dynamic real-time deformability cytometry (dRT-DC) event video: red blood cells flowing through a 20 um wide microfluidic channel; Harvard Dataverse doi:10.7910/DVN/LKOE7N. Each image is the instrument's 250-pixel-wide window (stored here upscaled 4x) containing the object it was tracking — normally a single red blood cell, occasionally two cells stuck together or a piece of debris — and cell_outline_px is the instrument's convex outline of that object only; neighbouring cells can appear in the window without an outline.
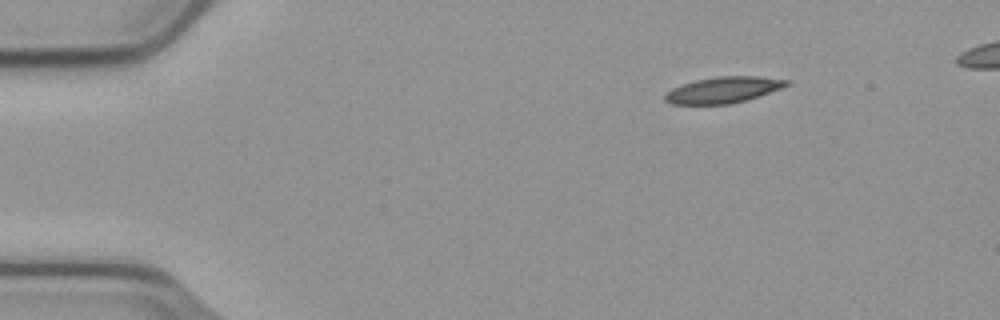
{"species": "common noctule bat (a hibernating species)", "species_latin": "Nyctalus noctula", "temperature_condition": "cold", "stored_images_in_passage": 47, "camera_frame_rate_fps": 3000, "um_per_image_px": 0.085, "animal": {"sex": "male", "body_mass_g": 23.1, "forearm_length_mm": 52.7}, "frame": {"image": 1, "passage_image": 1, "time_ms": 0.0, "image_size_px": [1000, 320], "cell_outline_px": [[792, 80], [788, 84], [780, 88], [744, 100], [728, 104], [672, 104], [664, 100], [664, 96], [672, 88], [696, 80], [716, 76], [756, 76]], "centroid_in_image_um": [61.45, 7.63], "position_along_channel_um": 23.5, "area_um2": 18.15}}
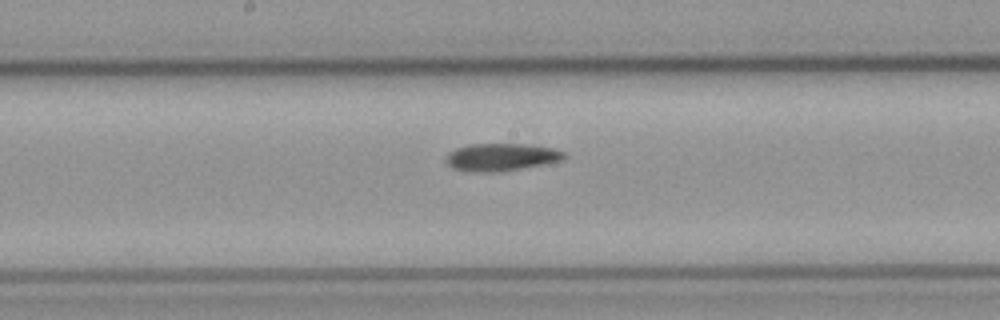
{"frame": {"image": 2, "passage_image": 22, "time_ms": 7.0, "image_size_px": [1000, 320], "cell_outline_px": [[568, 156], [564, 160], [504, 172], [472, 172], [452, 168], [444, 160], [448, 152], [456, 148], [468, 144], [520, 144], [552, 148], [564, 152]], "centroid_in_image_um": [42.59, 13.37], "position_along_channel_um": 205.6, "area_um2": 19.19}}
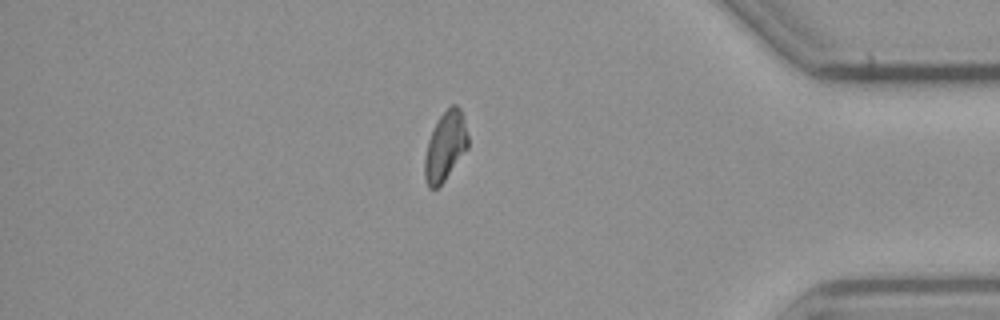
{"frame": {"image": 3, "passage_image": 40, "time_ms": 13.0, "image_size_px": [1000, 320], "cell_outline_px": [[468, 148], [444, 180], [436, 188], [428, 188], [424, 180], [424, 156], [428, 140], [440, 116], [452, 104], [456, 104], [460, 108], [468, 136]], "centroid_in_image_um": [37.83, 12.45], "position_along_channel_um": 397.4, "area_um2": 17.22}}